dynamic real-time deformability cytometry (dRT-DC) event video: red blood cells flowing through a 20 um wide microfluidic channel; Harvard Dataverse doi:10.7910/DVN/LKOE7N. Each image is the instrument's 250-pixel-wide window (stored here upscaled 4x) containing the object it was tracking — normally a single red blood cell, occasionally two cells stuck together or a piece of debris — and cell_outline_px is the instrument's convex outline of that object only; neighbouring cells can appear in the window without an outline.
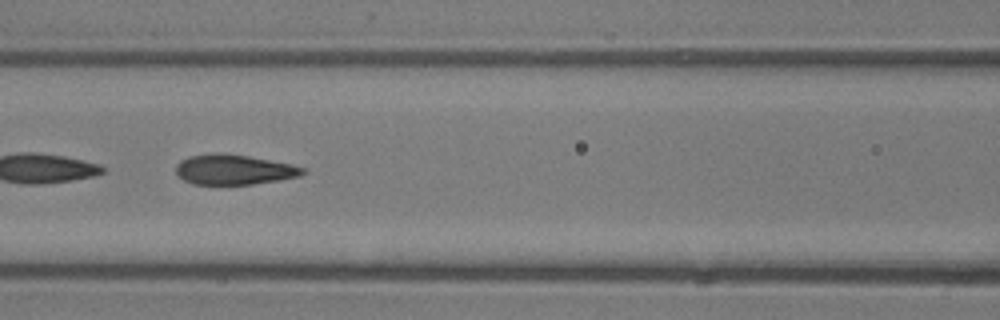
{"species": "common noctule bat (a hibernating species)", "species_latin": "Nyctalus noctula", "temperature_condition": "room temperature", "stored_images_in_passage": 34, "camera_frame_rate_fps": 3000, "um_per_image_px": 0.085, "animal": {"sex": "male", "body_mass_g": 13.3}, "frame": {"image": 1, "passage_image": 20, "time_ms": 6.333, "image_size_px": [1000, 320], "cell_outline_px": [[304, 172], [300, 176], [252, 184], [192, 184], [184, 180], [176, 172], [176, 164], [180, 160], [188, 156], [212, 152], [248, 156], [292, 164], [304, 168]], "centroid_in_image_um": [19.84, 14.4], "position_along_channel_um": 146.8, "area_um2": 22.08}}
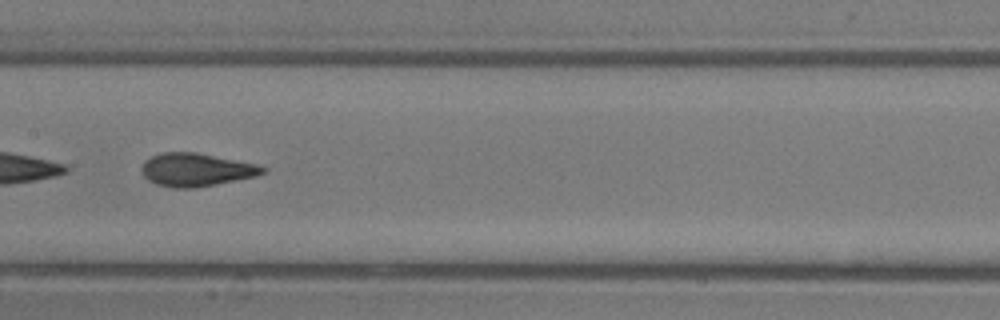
{"frame": {"image": 2, "passage_image": 23, "time_ms": 7.333, "image_size_px": [1000, 320], "cell_outline_px": [[268, 168], [264, 172], [256, 176], [196, 188], [172, 188], [156, 184], [148, 180], [144, 176], [144, 160], [160, 152], [196, 152], [260, 164]], "centroid_in_image_um": [16.72, 14.42], "position_along_channel_um": 190.7, "area_um2": 23.41}}
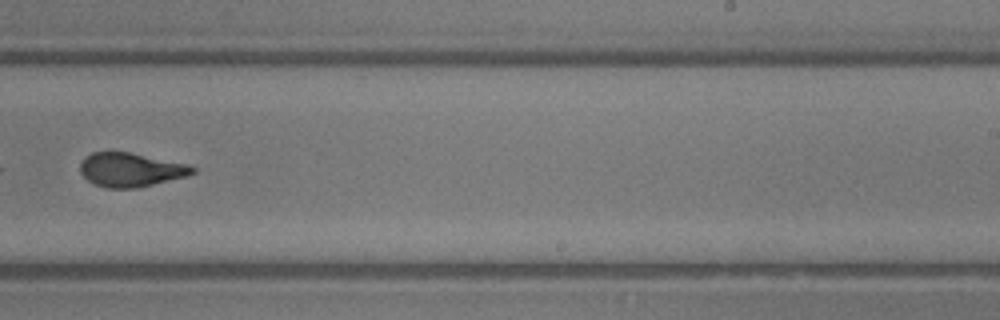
{"frame": {"image": 3, "passage_image": 29, "time_ms": 9.333, "image_size_px": [1000, 320], "cell_outline_px": [[196, 172], [184, 176], [136, 188], [108, 188], [96, 184], [88, 180], [80, 172], [80, 164], [84, 156], [92, 152], [128, 152], [184, 164], [196, 168]], "centroid_in_image_um": [11.04, 14.43], "position_along_channel_um": 278.0, "area_um2": 21.68}}